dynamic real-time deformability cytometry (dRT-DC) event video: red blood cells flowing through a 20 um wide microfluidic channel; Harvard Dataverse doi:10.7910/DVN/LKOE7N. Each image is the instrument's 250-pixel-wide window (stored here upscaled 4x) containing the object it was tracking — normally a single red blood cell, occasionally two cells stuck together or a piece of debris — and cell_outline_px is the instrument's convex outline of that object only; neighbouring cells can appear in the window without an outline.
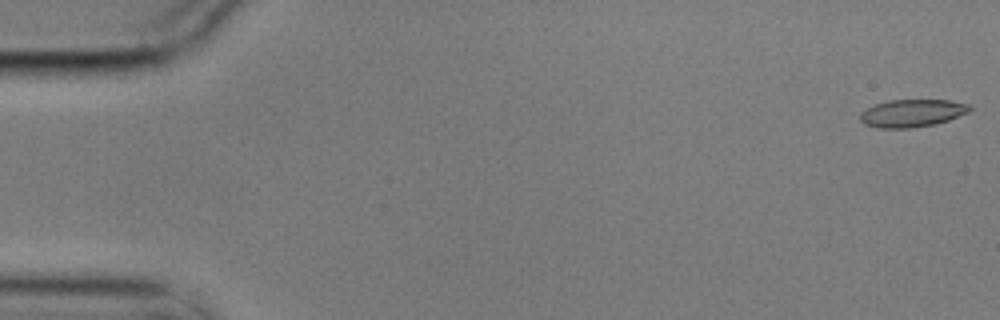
{"species": "common noctule bat (a hibernating species)", "species_latin": "Nyctalus noctula", "temperature_condition": "cold", "stored_images_in_passage": 6, "camera_frame_rate_fps": 3000, "um_per_image_px": 0.085, "animal": {"sex": "male", "body_mass_g": 17.9}, "frame": {"image": 1, "passage_image": 1, "time_ms": 0.0, "image_size_px": [1000, 320], "cell_outline_px": [[972, 108], [968, 112], [948, 120], [936, 124], [912, 128], [880, 128], [864, 124], [860, 120], [860, 112], [876, 104], [888, 100], [952, 100], [968, 104]], "centroid_in_image_um": [77.53, 9.62], "position_along_channel_um": 7.5, "area_um2": 17.63}}